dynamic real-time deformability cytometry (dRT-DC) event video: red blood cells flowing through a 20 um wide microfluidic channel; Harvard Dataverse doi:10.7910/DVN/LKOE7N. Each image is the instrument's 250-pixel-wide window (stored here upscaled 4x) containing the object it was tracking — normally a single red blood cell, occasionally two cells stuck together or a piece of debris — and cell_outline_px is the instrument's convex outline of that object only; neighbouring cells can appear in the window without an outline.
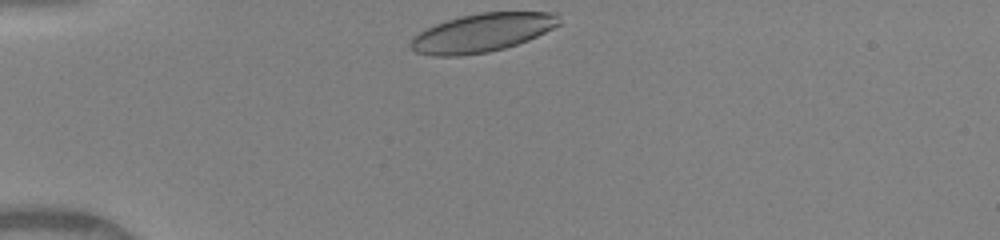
{"species": "human", "species_latin": "Homo sapiens", "temperature_condition": "warm", "stored_images_in_passage": 32, "camera_frame_rate_fps": 3000, "um_per_image_px": 0.085, "donor": {"sex": "female"}, "frame": {"image": 1, "passage_image": 1, "time_ms": 0.0, "image_size_px": [1000, 240], "cell_outline_px": [[560, 24], [528, 40], [504, 48], [488, 52], [460, 56], [432, 56], [416, 52], [408, 44], [420, 32], [436, 24], [460, 16], [480, 12], [556, 12], [560, 16]], "centroid_in_image_um": [41.0, 2.78], "position_along_channel_um": 44.0, "area_um2": 33.06}}
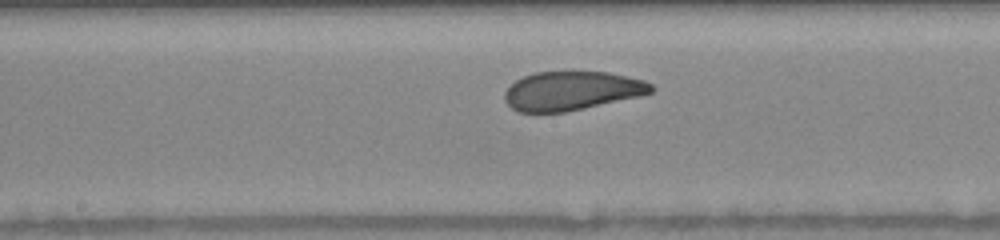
{"frame": {"image": 2, "passage_image": 15, "time_ms": 4.667, "image_size_px": [1000, 240], "cell_outline_px": [[656, 88], [652, 92], [640, 96], [584, 108], [564, 112], [520, 112], [512, 108], [504, 100], [504, 92], [508, 84], [524, 76], [536, 72], [608, 72], [628, 76], [644, 80], [652, 84]], "centroid_in_image_um": [48.59, 7.71], "position_along_channel_um": 199.6, "area_um2": 33.29}}
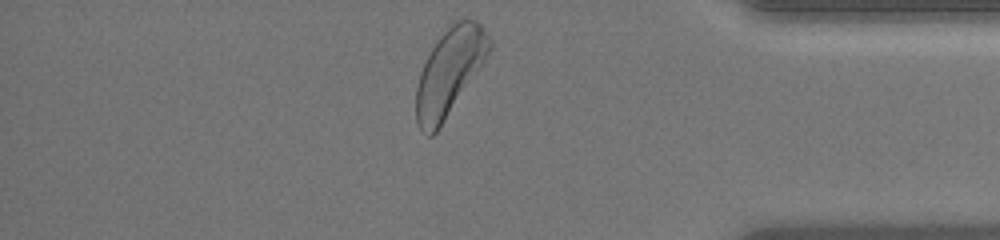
{"frame": {"image": 3, "passage_image": 31, "time_ms": 10.0, "image_size_px": [1000, 240], "cell_outline_px": [[492, 48], [436, 132], [432, 136], [428, 136], [420, 132], [416, 120], [416, 88], [420, 72], [432, 48], [440, 36], [452, 20], [476, 20], [480, 24], [492, 40]], "centroid_in_image_um": [38.18, 6.1], "position_along_channel_um": 397.0, "area_um2": 36.36}, "authors_computed_cell_mechanics": {"area_um2": 34.969, "velocity_mm_per_s": 4.0701, "shape_relaxation_time_tau1_ms": 2.3378, "shape_relaxation_time_tau2_ms": 1.6031, "deformation_change_tau1": 0.116, "deformation_change_tau2": 0.0767}}